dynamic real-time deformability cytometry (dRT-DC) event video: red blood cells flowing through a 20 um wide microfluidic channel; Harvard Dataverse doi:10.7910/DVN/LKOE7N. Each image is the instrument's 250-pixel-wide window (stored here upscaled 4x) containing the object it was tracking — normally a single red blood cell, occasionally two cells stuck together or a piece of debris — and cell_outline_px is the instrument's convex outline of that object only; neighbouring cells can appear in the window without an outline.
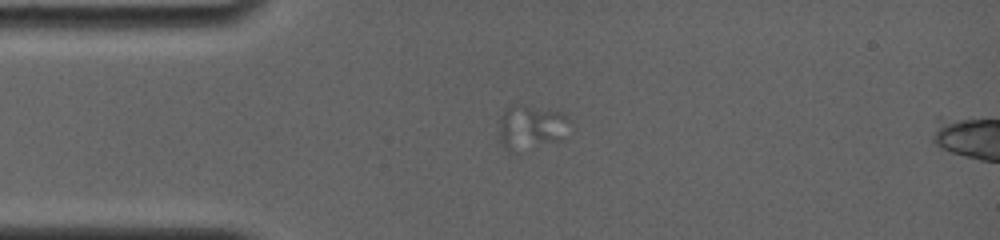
{"species": "common noctule bat (a hibernating species)", "species_latin": "Nyctalus noctula", "temperature_condition": "room temperature", "stored_images_in_passage": 13, "camera_frame_rate_fps": 4000, "um_per_image_px": 0.085, "animal": {"sex": "female", "body_mass_g": 19.0, "forearm_length_mm": 56.7}, "frame": {"image": 1, "passage_image": 10, "time_ms": 4.5, "image_size_px": [1000, 240], "cell_outline_px": [[564, 116], [560, 140], [512, 156], [504, 148], [500, 140], [500, 116], [512, 104], [524, 104], [560, 112]], "centroid_in_image_um": [44.97, 10.88], "position_along_channel_um": 40.0, "area_um2": 18.03}}